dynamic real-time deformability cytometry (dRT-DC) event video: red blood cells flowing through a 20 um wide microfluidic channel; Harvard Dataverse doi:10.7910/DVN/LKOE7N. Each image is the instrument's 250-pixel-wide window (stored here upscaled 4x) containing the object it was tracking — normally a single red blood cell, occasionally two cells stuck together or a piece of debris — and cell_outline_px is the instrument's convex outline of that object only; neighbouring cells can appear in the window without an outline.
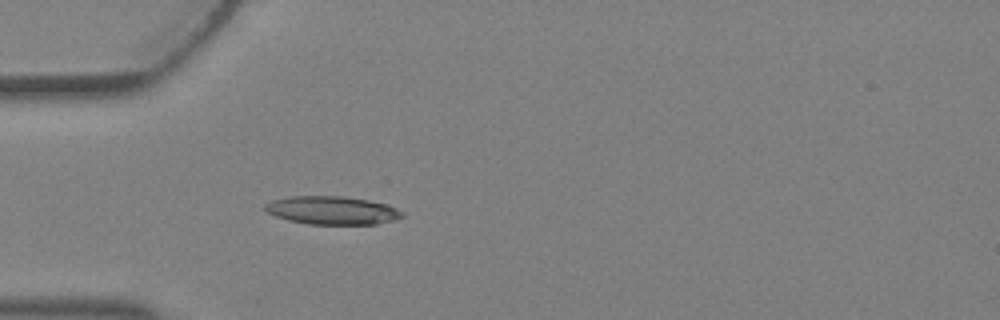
{"species": "Egyptian fruit bat (a non-hibernating species)", "species_latin": "Rousettus aegyptiacus", "temperature_condition": "warm", "stored_images_in_passage": 4, "camera_frame_rate_fps": 3000, "um_per_image_px": 0.085, "animal": {"sex": "female"}, "frame": {"image": 1, "passage_image": 4, "time_ms": 1.0, "image_size_px": [1000, 320], "cell_outline_px": [[404, 216], [392, 220], [376, 224], [308, 224], [288, 220], [276, 216], [268, 212], [264, 208], [264, 204], [272, 200], [292, 196], [344, 196], [368, 200], [388, 204], [404, 212]], "centroid_in_image_um": [28.24, 17.87], "position_along_channel_um": 56.8, "area_um2": 22.54}}